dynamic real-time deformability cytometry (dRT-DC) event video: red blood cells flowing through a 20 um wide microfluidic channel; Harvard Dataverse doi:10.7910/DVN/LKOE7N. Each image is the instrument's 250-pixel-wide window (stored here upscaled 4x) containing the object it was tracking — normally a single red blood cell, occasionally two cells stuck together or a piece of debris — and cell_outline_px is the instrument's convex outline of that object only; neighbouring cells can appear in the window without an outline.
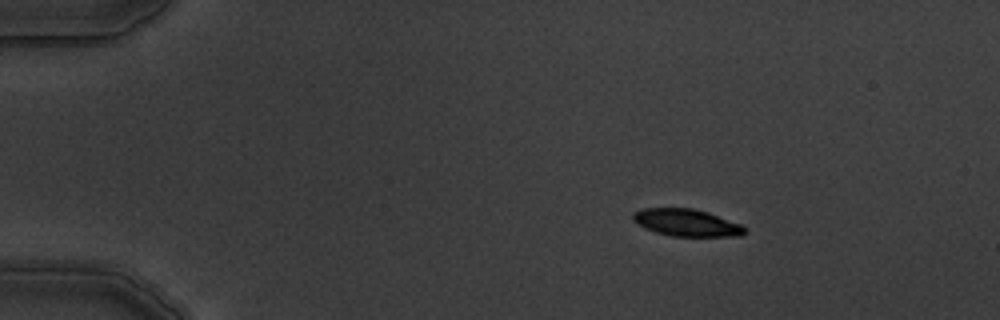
{"species": "common noctule bat (a hibernating species)", "species_latin": "Nyctalus noctula", "temperature_condition": "warm", "stored_images_in_passage": 3, "camera_frame_rate_fps": 3000, "um_per_image_px": 0.085, "animal": {"sex": "male", "body_mass_g": 19.5, "forearm_length_mm": 54.6}, "frame": {"image": 1, "passage_image": 1, "time_ms": 0.0, "image_size_px": [1000, 320], "cell_outline_px": [[748, 232], [740, 236], [672, 236], [656, 232], [644, 228], [632, 220], [632, 212], [644, 208], [692, 208], [708, 212], [740, 224]], "centroid_in_image_um": [58.33, 18.92], "position_along_channel_um": 26.7, "area_um2": 17.69}}